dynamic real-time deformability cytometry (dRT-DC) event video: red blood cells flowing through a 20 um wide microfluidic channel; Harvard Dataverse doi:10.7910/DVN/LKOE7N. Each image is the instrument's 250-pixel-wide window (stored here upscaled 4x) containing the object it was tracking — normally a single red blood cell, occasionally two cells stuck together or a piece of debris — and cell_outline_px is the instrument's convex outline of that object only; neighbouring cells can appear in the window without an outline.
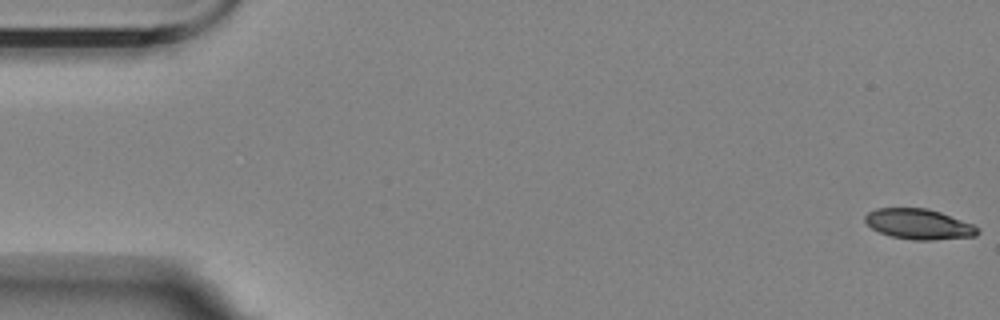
{"species": "Egyptian fruit bat (a non-hibernating species)", "species_latin": "Rousettus aegyptiacus", "temperature_condition": "room temperature", "stored_images_in_passage": 8, "camera_frame_rate_fps": 3000, "um_per_image_px": 0.085, "animal": {"sex": "female"}, "frame": {"image": 1, "passage_image": 1, "time_ms": 0.0, "image_size_px": [1000, 320], "cell_outline_px": [[980, 232], [976, 236], [932, 240], [912, 240], [892, 236], [880, 232], [872, 228], [864, 220], [864, 216], [868, 212], [876, 208], [928, 208], [940, 212], [972, 224], [980, 228]], "centroid_in_image_um": [78.11, 19.05], "position_along_channel_um": 6.9, "area_um2": 19.88}}
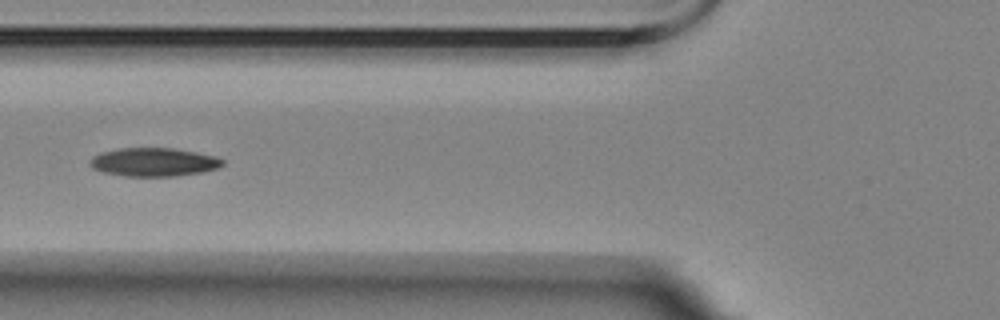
{"frame": {"image": 2, "passage_image": 7, "time_ms": 7.0, "image_size_px": [1000, 320], "cell_outline_px": [[224, 164], [216, 168], [200, 172], [176, 176], [124, 176], [100, 172], [92, 168], [88, 164], [88, 160], [92, 156], [100, 152], [120, 148], [172, 148], [196, 152], [216, 156], [224, 160]], "centroid_in_image_um": [13.0, 13.77], "position_along_channel_um": 112.8, "area_um2": 22.2}}
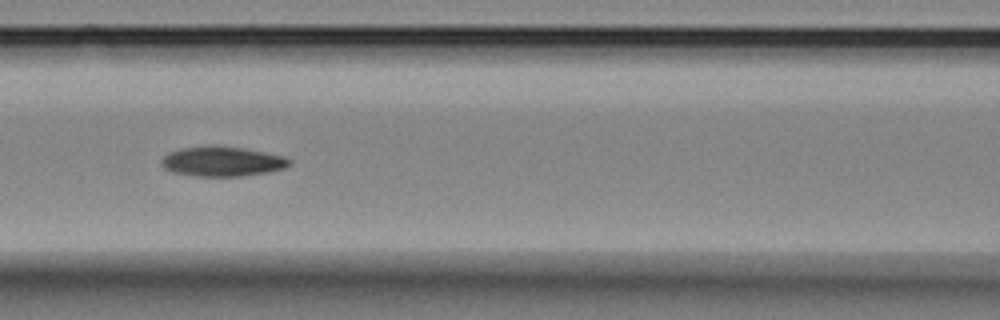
{"frame": {"image": 3, "passage_image": 8, "time_ms": 8.0, "image_size_px": [1000, 320], "cell_outline_px": [[292, 164], [284, 168], [268, 172], [240, 176], [196, 176], [172, 172], [164, 168], [160, 164], [160, 160], [168, 152], [180, 148], [208, 144], [216, 144], [264, 152], [284, 156], [292, 160]], "centroid_in_image_um": [18.85, 13.7], "position_along_channel_um": 147.7, "area_um2": 22.6}}